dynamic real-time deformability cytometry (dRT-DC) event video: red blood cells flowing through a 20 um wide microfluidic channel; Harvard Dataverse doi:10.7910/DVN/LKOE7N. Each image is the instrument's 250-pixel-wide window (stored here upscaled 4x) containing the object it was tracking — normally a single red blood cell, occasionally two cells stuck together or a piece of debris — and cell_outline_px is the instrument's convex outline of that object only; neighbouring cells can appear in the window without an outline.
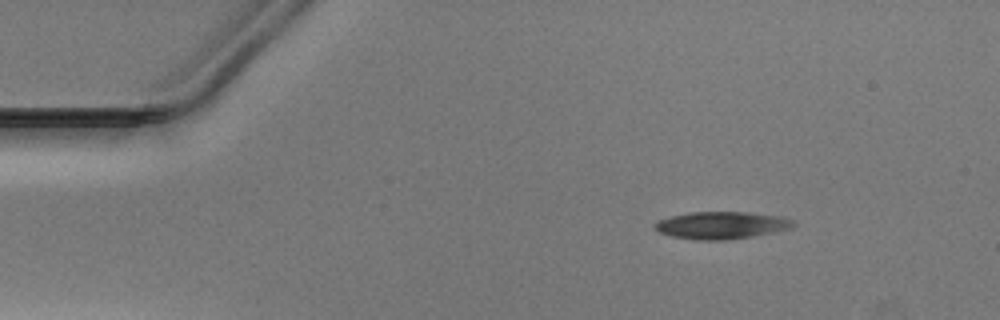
{"species": "Egyptian fruit bat (a non-hibernating species)", "species_latin": "Rousettus aegyptiacus", "temperature_condition": "warm", "stored_images_in_passage": 45, "camera_frame_rate_fps": 3000, "um_per_image_px": 0.085, "animal": {"sex": "male"}, "frame": {"image": 1, "passage_image": 1, "time_ms": 0.0, "image_size_px": [1000, 320], "cell_outline_px": [[796, 224], [792, 228], [752, 236], [728, 240], [700, 240], [672, 236], [660, 232], [652, 228], [652, 224], [656, 220], [668, 216], [688, 212], [748, 212], [780, 216], [792, 220]], "centroid_in_image_um": [61.26, 19.14], "position_along_channel_um": 23.7, "area_um2": 22.2}}
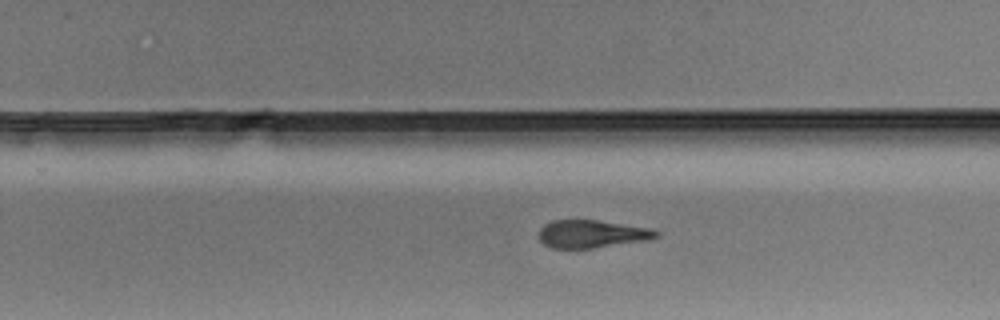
{"frame": {"image": 2, "passage_image": 26, "time_ms": 8.333, "image_size_px": [1000, 320], "cell_outline_px": [[660, 236], [648, 240], [592, 248], [552, 248], [544, 244], [540, 240], [540, 228], [544, 224], [552, 220], [596, 220], [652, 228], [660, 232]], "centroid_in_image_um": [50.34, 19.88], "position_along_channel_um": 279.5, "area_um2": 19.02}}
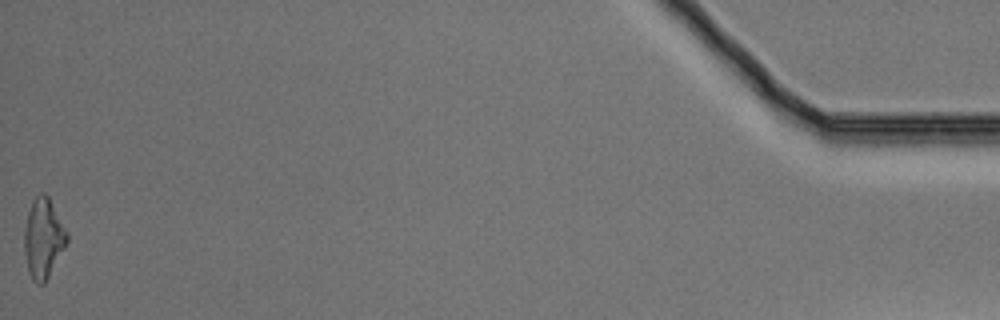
{"frame": {"image": 3, "passage_image": 45, "time_ms": 14.667, "image_size_px": [1000, 320], "cell_outline_px": [[68, 240], [64, 248], [44, 284], [36, 284], [32, 280], [28, 272], [24, 252], [24, 228], [28, 212], [32, 200], [40, 192], [44, 192], [48, 196], [68, 232]], "centroid_in_image_um": [3.67, 20.25], "position_along_channel_um": 431.5, "area_um2": 19.88}}